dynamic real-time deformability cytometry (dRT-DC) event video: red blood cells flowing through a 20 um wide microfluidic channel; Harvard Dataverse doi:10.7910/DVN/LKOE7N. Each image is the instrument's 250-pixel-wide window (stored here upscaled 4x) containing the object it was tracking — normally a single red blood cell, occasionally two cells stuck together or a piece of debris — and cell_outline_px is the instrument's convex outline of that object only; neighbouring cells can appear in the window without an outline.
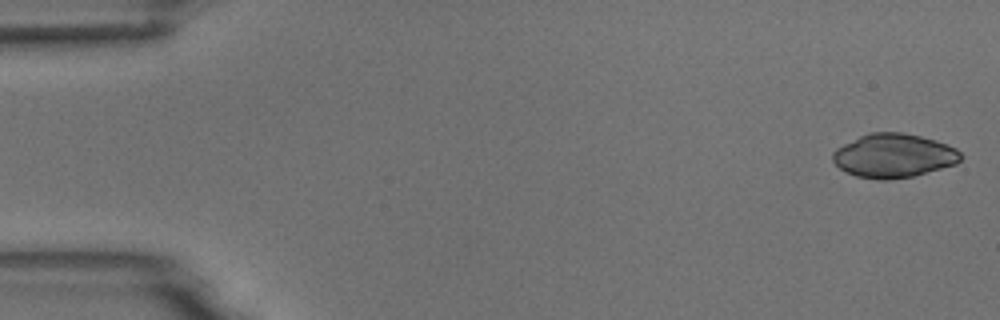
{"species": "common noctule bat (a hibernating species)", "species_latin": "Nyctalus noctula", "temperature_condition": "room temperature", "stored_images_in_passage": 6, "camera_frame_rate_fps": 3000, "um_per_image_px": 0.085, "animal": {"sex": "male", "body_mass_g": 18.8}, "frame": {"image": 1, "passage_image": 1, "time_ms": 0.0, "image_size_px": [1000, 320], "cell_outline_px": [[964, 156], [956, 164], [912, 176], [888, 180], [876, 180], [856, 176], [840, 168], [832, 160], [832, 152], [836, 148], [860, 136], [872, 132], [904, 132], [936, 140], [948, 144], [956, 148]], "centroid_in_image_um": [75.98, 13.23], "position_along_channel_um": 9.0, "area_um2": 32.77}}